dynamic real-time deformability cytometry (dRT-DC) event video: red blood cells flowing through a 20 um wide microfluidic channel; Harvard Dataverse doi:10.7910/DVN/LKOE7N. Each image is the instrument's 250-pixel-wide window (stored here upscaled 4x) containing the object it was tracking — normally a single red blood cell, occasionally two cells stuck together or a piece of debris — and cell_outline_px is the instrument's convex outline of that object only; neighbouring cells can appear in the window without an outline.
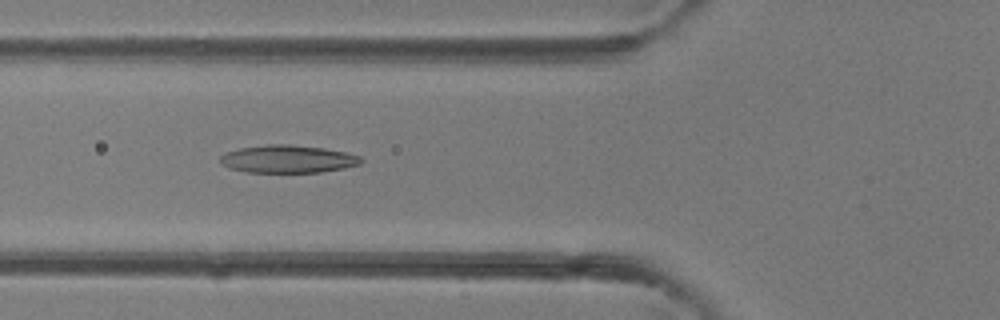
{"species": "common noctule bat (a hibernating species)", "species_latin": "Nyctalus noctula", "temperature_condition": "room temperature", "stored_images_in_passage": 40, "camera_frame_rate_fps": 3000, "um_per_image_px": 0.085, "animal": {"sex": "female"}, "frame": {"image": 1, "passage_image": 15, "time_ms": 4.667, "image_size_px": [1000, 320], "cell_outline_px": [[364, 160], [360, 164], [344, 168], [320, 172], [248, 172], [232, 168], [224, 164], [220, 160], [220, 156], [228, 152], [240, 148], [268, 144], [288, 144], [324, 148], [344, 152], [360, 156]], "centroid_in_image_um": [24.51, 13.51], "position_along_channel_um": 101.3, "area_um2": 22.48}}
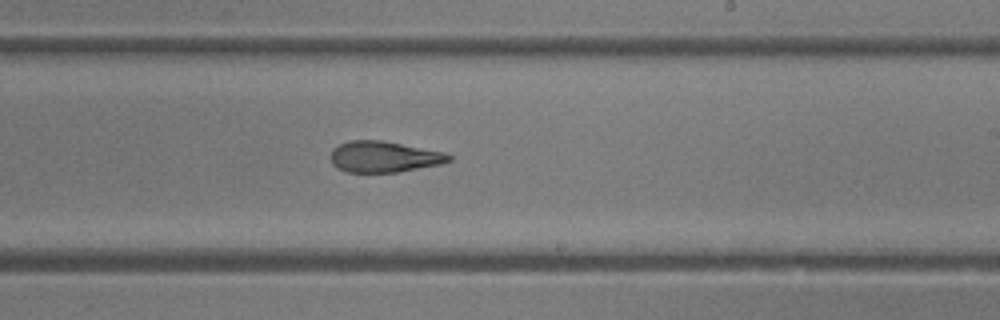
{"frame": {"image": 2, "passage_image": 24, "time_ms": 7.667, "image_size_px": [1000, 320], "cell_outline_px": [[452, 160], [440, 164], [396, 172], [348, 172], [332, 164], [332, 148], [348, 140], [380, 140], [444, 152], [452, 156]], "centroid_in_image_um": [32.64, 13.32], "position_along_channel_um": 256.4, "area_um2": 21.1}}
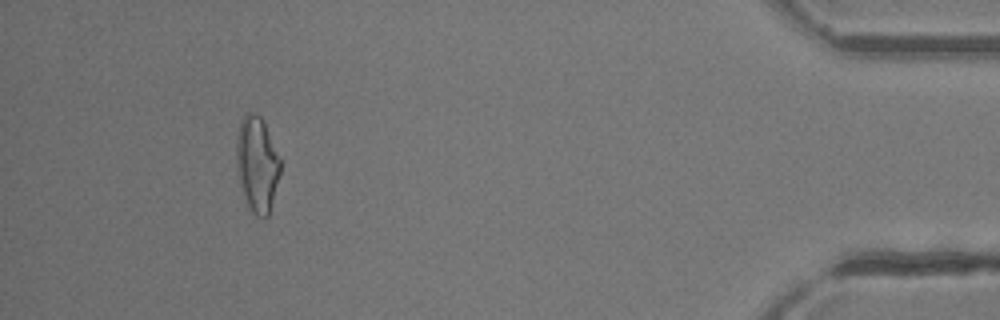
{"frame": {"image": 3, "passage_image": 37, "time_ms": 12.0, "image_size_px": [1000, 320], "cell_outline_px": [[280, 172], [268, 216], [256, 216], [248, 208], [244, 200], [236, 168], [236, 136], [240, 120], [248, 112], [252, 112], [260, 116], [264, 120], [280, 160]], "centroid_in_image_um": [21.82, 13.93], "position_along_channel_um": 413.4, "area_um2": 24.51}}